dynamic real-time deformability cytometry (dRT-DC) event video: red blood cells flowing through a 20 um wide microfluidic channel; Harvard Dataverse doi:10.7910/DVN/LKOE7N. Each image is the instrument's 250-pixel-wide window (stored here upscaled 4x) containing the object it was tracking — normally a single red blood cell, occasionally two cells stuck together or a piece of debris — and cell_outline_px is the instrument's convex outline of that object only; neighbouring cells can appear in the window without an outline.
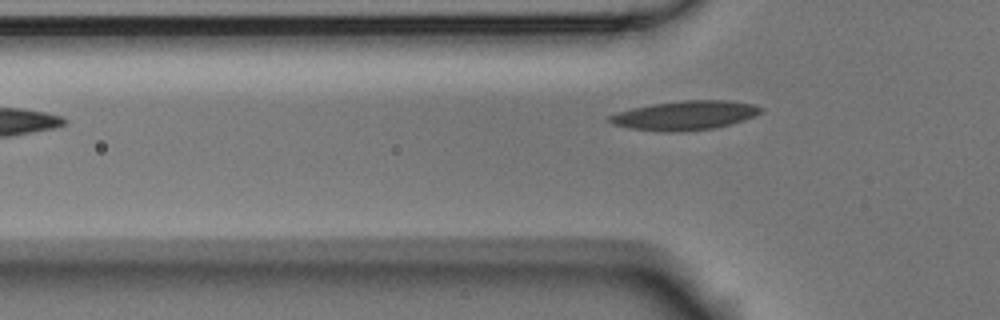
{"species": "Egyptian fruit bat (a non-hibernating species)", "species_latin": "Rousettus aegyptiacus", "temperature_condition": "room temperature", "stored_images_in_passage": 3, "camera_frame_rate_fps": 3000, "um_per_image_px": 0.085, "animal": {"sex": "male"}, "frame": {"image": 1, "passage_image": 3, "time_ms": 0.667, "image_size_px": [1000, 320], "cell_outline_px": [[764, 108], [760, 112], [744, 120], [712, 128], [632, 128], [612, 124], [608, 120], [608, 116], [632, 108], [652, 104], [684, 100], [724, 100], [752, 104]], "centroid_in_image_um": [58.26, 9.74], "position_along_channel_um": 67.5, "area_um2": 23.93}}